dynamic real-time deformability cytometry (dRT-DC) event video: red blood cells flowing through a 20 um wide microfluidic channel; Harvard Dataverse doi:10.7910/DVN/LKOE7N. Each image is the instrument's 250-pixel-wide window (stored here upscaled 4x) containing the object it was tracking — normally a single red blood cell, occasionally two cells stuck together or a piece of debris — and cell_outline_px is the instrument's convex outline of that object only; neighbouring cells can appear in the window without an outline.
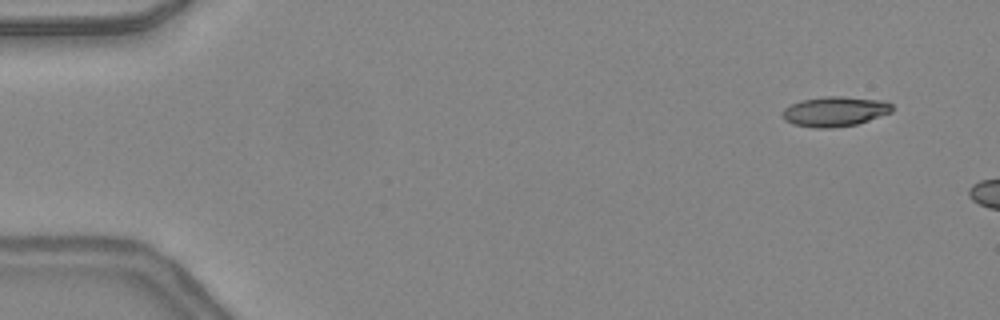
{"species": "common noctule bat (a hibernating species)", "species_latin": "Nyctalus noctula", "temperature_condition": "warm", "stored_images_in_passage": 5, "camera_frame_rate_fps": 3000, "um_per_image_px": 0.085, "animal": {"sex": "female", "body_mass_g": 24.6, "forearm_length_mm": 56.2}, "frame": {"image": 1, "passage_image": 1, "time_ms": 0.0, "image_size_px": [1000, 320], "cell_outline_px": [[892, 112], [856, 124], [832, 128], [816, 128], [792, 124], [784, 120], [784, 108], [800, 100], [824, 96], [844, 96], [888, 100], [892, 104]], "centroid_in_image_um": [71.0, 9.46], "position_along_channel_um": 14.0, "area_um2": 19.25}}